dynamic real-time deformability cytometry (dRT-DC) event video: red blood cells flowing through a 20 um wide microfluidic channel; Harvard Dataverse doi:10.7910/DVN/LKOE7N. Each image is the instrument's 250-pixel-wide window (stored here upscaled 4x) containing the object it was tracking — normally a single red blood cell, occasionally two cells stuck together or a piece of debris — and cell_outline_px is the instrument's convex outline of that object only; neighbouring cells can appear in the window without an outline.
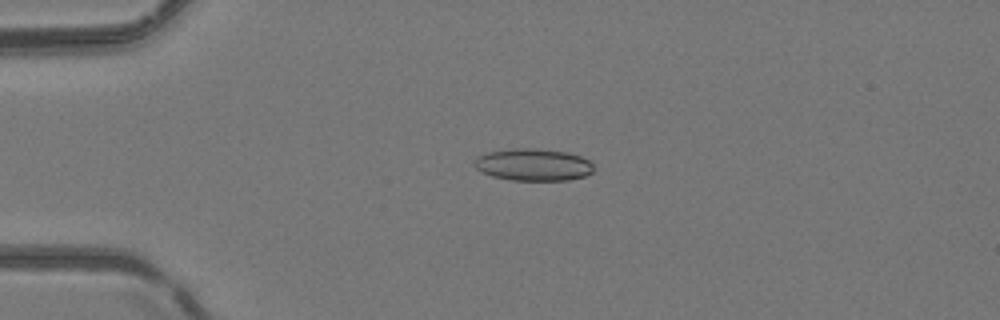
{"species": "common noctule bat (a hibernating species)", "species_latin": "Nyctalus noctula", "temperature_condition": "room temperature", "stored_images_in_passage": 51, "camera_frame_rate_fps": 3000, "um_per_image_px": 0.085, "animal": {"sex": "female", "body_mass_g": 24.6, "forearm_length_mm": 56.2}, "frame": {"image": 1, "passage_image": 13, "time_ms": 4.0, "image_size_px": [1000, 320], "cell_outline_px": [[596, 168], [592, 172], [584, 176], [568, 180], [512, 180], [492, 176], [480, 172], [472, 164], [476, 156], [488, 152], [512, 148], [536, 148], [568, 152], [580, 156], [588, 160]], "centroid_in_image_um": [45.3, 13.99], "position_along_channel_um": 39.7, "area_um2": 22.6}}
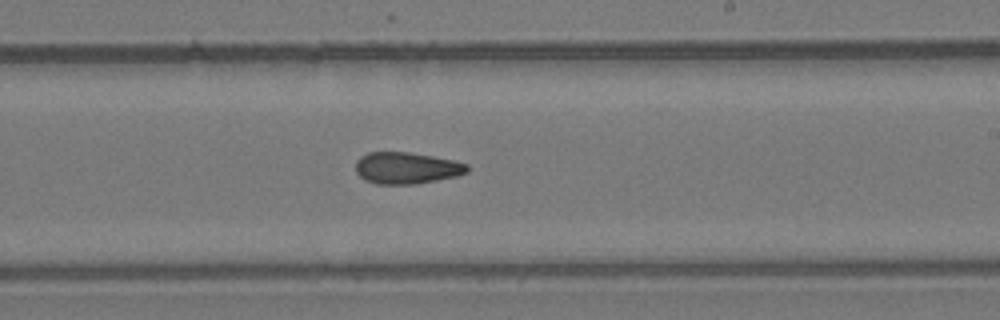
{"frame": {"image": 2, "passage_image": 31, "time_ms": 10.0, "image_size_px": [1000, 320], "cell_outline_px": [[468, 172], [456, 176], [416, 184], [376, 184], [364, 180], [356, 172], [356, 160], [360, 156], [368, 152], [408, 152], [432, 156], [452, 160], [468, 164]], "centroid_in_image_um": [34.53, 14.28], "position_along_channel_um": 254.5, "area_um2": 20.58}}
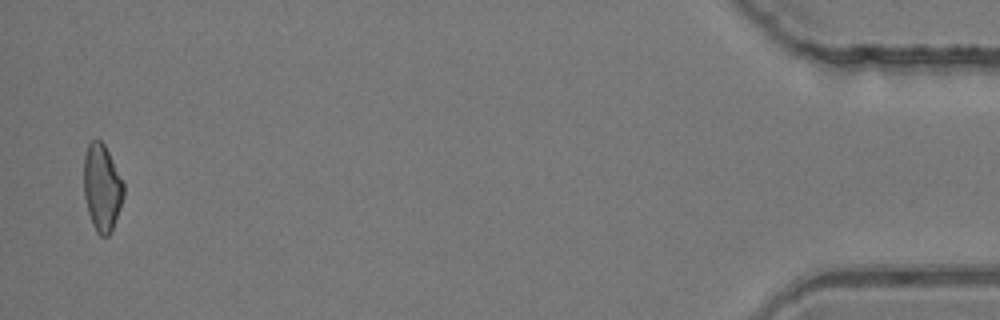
{"frame": {"image": 3, "passage_image": 50, "time_ms": 16.333, "image_size_px": [1000, 320], "cell_outline_px": [[124, 196], [112, 232], [108, 236], [100, 236], [96, 232], [92, 224], [88, 212], [84, 196], [84, 156], [88, 144], [92, 140], [100, 140], [104, 144], [124, 184]], "centroid_in_image_um": [8.67, 15.99], "position_along_channel_um": 426.5, "area_um2": 20.17}, "authors_computed_cell_mechanics": {"area_um2": 20.9814, "velocity_mm_per_s": 4.1656, "shape_relaxation_time_tau1_ms": null, "shape_relaxation_time_tau2_ms": 3.2532, "deformation_change_tau1": null, "deformation_change_tau2": 0.1049}}